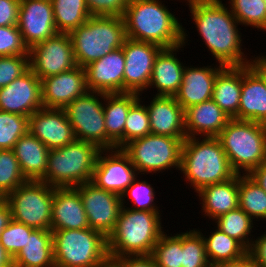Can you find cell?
<instances>
[{"instance_id": "cell-18", "label": "cell", "mask_w": 266, "mask_h": 267, "mask_svg": "<svg viewBox=\"0 0 266 267\" xmlns=\"http://www.w3.org/2000/svg\"><path fill=\"white\" fill-rule=\"evenodd\" d=\"M88 91L85 69L79 65L41 79L42 103L45 108L64 109Z\"/></svg>"}, {"instance_id": "cell-40", "label": "cell", "mask_w": 266, "mask_h": 267, "mask_svg": "<svg viewBox=\"0 0 266 267\" xmlns=\"http://www.w3.org/2000/svg\"><path fill=\"white\" fill-rule=\"evenodd\" d=\"M25 181L13 150H0V193L6 197Z\"/></svg>"}, {"instance_id": "cell-28", "label": "cell", "mask_w": 266, "mask_h": 267, "mask_svg": "<svg viewBox=\"0 0 266 267\" xmlns=\"http://www.w3.org/2000/svg\"><path fill=\"white\" fill-rule=\"evenodd\" d=\"M197 193L202 201L203 215L214 221L239 207L238 174L227 181L203 187Z\"/></svg>"}, {"instance_id": "cell-46", "label": "cell", "mask_w": 266, "mask_h": 267, "mask_svg": "<svg viewBox=\"0 0 266 267\" xmlns=\"http://www.w3.org/2000/svg\"><path fill=\"white\" fill-rule=\"evenodd\" d=\"M91 16L123 17L129 0H85Z\"/></svg>"}, {"instance_id": "cell-26", "label": "cell", "mask_w": 266, "mask_h": 267, "mask_svg": "<svg viewBox=\"0 0 266 267\" xmlns=\"http://www.w3.org/2000/svg\"><path fill=\"white\" fill-rule=\"evenodd\" d=\"M187 138L217 137L232 119L212 99L184 110Z\"/></svg>"}, {"instance_id": "cell-3", "label": "cell", "mask_w": 266, "mask_h": 267, "mask_svg": "<svg viewBox=\"0 0 266 267\" xmlns=\"http://www.w3.org/2000/svg\"><path fill=\"white\" fill-rule=\"evenodd\" d=\"M180 172L196 193L203 187L227 181L237 174L217 137L186 138L182 146Z\"/></svg>"}, {"instance_id": "cell-37", "label": "cell", "mask_w": 266, "mask_h": 267, "mask_svg": "<svg viewBox=\"0 0 266 267\" xmlns=\"http://www.w3.org/2000/svg\"><path fill=\"white\" fill-rule=\"evenodd\" d=\"M170 235L164 232L153 247L157 267H182V232Z\"/></svg>"}, {"instance_id": "cell-41", "label": "cell", "mask_w": 266, "mask_h": 267, "mask_svg": "<svg viewBox=\"0 0 266 267\" xmlns=\"http://www.w3.org/2000/svg\"><path fill=\"white\" fill-rule=\"evenodd\" d=\"M154 190L152 185L146 180L140 181V179L136 177L132 184L121 195L122 206L133 210L160 211L158 209L160 207L154 202L156 193ZM125 198H127V201L128 199L131 200V203L135 207H127L125 205Z\"/></svg>"}, {"instance_id": "cell-51", "label": "cell", "mask_w": 266, "mask_h": 267, "mask_svg": "<svg viewBox=\"0 0 266 267\" xmlns=\"http://www.w3.org/2000/svg\"><path fill=\"white\" fill-rule=\"evenodd\" d=\"M266 192V161L248 174Z\"/></svg>"}, {"instance_id": "cell-44", "label": "cell", "mask_w": 266, "mask_h": 267, "mask_svg": "<svg viewBox=\"0 0 266 267\" xmlns=\"http://www.w3.org/2000/svg\"><path fill=\"white\" fill-rule=\"evenodd\" d=\"M29 55L17 25L0 26V56Z\"/></svg>"}, {"instance_id": "cell-13", "label": "cell", "mask_w": 266, "mask_h": 267, "mask_svg": "<svg viewBox=\"0 0 266 267\" xmlns=\"http://www.w3.org/2000/svg\"><path fill=\"white\" fill-rule=\"evenodd\" d=\"M81 197L91 229L106 238L112 233L122 208L121 196L87 182L75 187Z\"/></svg>"}, {"instance_id": "cell-4", "label": "cell", "mask_w": 266, "mask_h": 267, "mask_svg": "<svg viewBox=\"0 0 266 267\" xmlns=\"http://www.w3.org/2000/svg\"><path fill=\"white\" fill-rule=\"evenodd\" d=\"M161 214L122 206L115 228L107 237L109 258L151 254L165 232Z\"/></svg>"}, {"instance_id": "cell-10", "label": "cell", "mask_w": 266, "mask_h": 267, "mask_svg": "<svg viewBox=\"0 0 266 267\" xmlns=\"http://www.w3.org/2000/svg\"><path fill=\"white\" fill-rule=\"evenodd\" d=\"M54 188L43 181L27 180L5 200L12 220L34 229L51 230Z\"/></svg>"}, {"instance_id": "cell-7", "label": "cell", "mask_w": 266, "mask_h": 267, "mask_svg": "<svg viewBox=\"0 0 266 267\" xmlns=\"http://www.w3.org/2000/svg\"><path fill=\"white\" fill-rule=\"evenodd\" d=\"M237 174H249L266 161V125L231 119L217 136Z\"/></svg>"}, {"instance_id": "cell-22", "label": "cell", "mask_w": 266, "mask_h": 267, "mask_svg": "<svg viewBox=\"0 0 266 267\" xmlns=\"http://www.w3.org/2000/svg\"><path fill=\"white\" fill-rule=\"evenodd\" d=\"M153 96L150 105L146 104L151 134L171 136L174 138H187L184 109L175 97L163 95Z\"/></svg>"}, {"instance_id": "cell-24", "label": "cell", "mask_w": 266, "mask_h": 267, "mask_svg": "<svg viewBox=\"0 0 266 267\" xmlns=\"http://www.w3.org/2000/svg\"><path fill=\"white\" fill-rule=\"evenodd\" d=\"M233 119L266 125V84L250 65L242 66L239 109Z\"/></svg>"}, {"instance_id": "cell-43", "label": "cell", "mask_w": 266, "mask_h": 267, "mask_svg": "<svg viewBox=\"0 0 266 267\" xmlns=\"http://www.w3.org/2000/svg\"><path fill=\"white\" fill-rule=\"evenodd\" d=\"M34 228L11 220L0 234V243L4 249L14 258L27 242V238Z\"/></svg>"}, {"instance_id": "cell-9", "label": "cell", "mask_w": 266, "mask_h": 267, "mask_svg": "<svg viewBox=\"0 0 266 267\" xmlns=\"http://www.w3.org/2000/svg\"><path fill=\"white\" fill-rule=\"evenodd\" d=\"M185 139L148 134L132 140L122 150L130 157L138 174L160 173L170 168L180 170L182 146Z\"/></svg>"}, {"instance_id": "cell-54", "label": "cell", "mask_w": 266, "mask_h": 267, "mask_svg": "<svg viewBox=\"0 0 266 267\" xmlns=\"http://www.w3.org/2000/svg\"><path fill=\"white\" fill-rule=\"evenodd\" d=\"M0 267H14L12 256L4 249L0 243Z\"/></svg>"}, {"instance_id": "cell-30", "label": "cell", "mask_w": 266, "mask_h": 267, "mask_svg": "<svg viewBox=\"0 0 266 267\" xmlns=\"http://www.w3.org/2000/svg\"><path fill=\"white\" fill-rule=\"evenodd\" d=\"M13 262L14 267H55L52 231L34 229Z\"/></svg>"}, {"instance_id": "cell-32", "label": "cell", "mask_w": 266, "mask_h": 267, "mask_svg": "<svg viewBox=\"0 0 266 267\" xmlns=\"http://www.w3.org/2000/svg\"><path fill=\"white\" fill-rule=\"evenodd\" d=\"M208 236L197 229L205 242L206 256L212 267L241 259L247 250L234 238L228 236L215 226Z\"/></svg>"}, {"instance_id": "cell-2", "label": "cell", "mask_w": 266, "mask_h": 267, "mask_svg": "<svg viewBox=\"0 0 266 267\" xmlns=\"http://www.w3.org/2000/svg\"><path fill=\"white\" fill-rule=\"evenodd\" d=\"M161 0H129L123 19L127 38L162 48L183 44V26Z\"/></svg>"}, {"instance_id": "cell-39", "label": "cell", "mask_w": 266, "mask_h": 267, "mask_svg": "<svg viewBox=\"0 0 266 267\" xmlns=\"http://www.w3.org/2000/svg\"><path fill=\"white\" fill-rule=\"evenodd\" d=\"M28 128L29 117L0 111V150L13 149Z\"/></svg>"}, {"instance_id": "cell-1", "label": "cell", "mask_w": 266, "mask_h": 267, "mask_svg": "<svg viewBox=\"0 0 266 267\" xmlns=\"http://www.w3.org/2000/svg\"><path fill=\"white\" fill-rule=\"evenodd\" d=\"M186 4L199 35L216 63L223 66L250 64L251 58H247L242 48L243 39L237 27L240 23L222 0H194Z\"/></svg>"}, {"instance_id": "cell-52", "label": "cell", "mask_w": 266, "mask_h": 267, "mask_svg": "<svg viewBox=\"0 0 266 267\" xmlns=\"http://www.w3.org/2000/svg\"><path fill=\"white\" fill-rule=\"evenodd\" d=\"M12 220L11 208L9 203L4 199L0 203V234Z\"/></svg>"}, {"instance_id": "cell-23", "label": "cell", "mask_w": 266, "mask_h": 267, "mask_svg": "<svg viewBox=\"0 0 266 267\" xmlns=\"http://www.w3.org/2000/svg\"><path fill=\"white\" fill-rule=\"evenodd\" d=\"M224 67L221 64L218 67H185L179 91L174 96L184 110L212 99L214 81Z\"/></svg>"}, {"instance_id": "cell-17", "label": "cell", "mask_w": 266, "mask_h": 267, "mask_svg": "<svg viewBox=\"0 0 266 267\" xmlns=\"http://www.w3.org/2000/svg\"><path fill=\"white\" fill-rule=\"evenodd\" d=\"M42 107L41 80L30 68L0 88V111L30 117Z\"/></svg>"}, {"instance_id": "cell-48", "label": "cell", "mask_w": 266, "mask_h": 267, "mask_svg": "<svg viewBox=\"0 0 266 267\" xmlns=\"http://www.w3.org/2000/svg\"><path fill=\"white\" fill-rule=\"evenodd\" d=\"M21 0H0V26L17 25Z\"/></svg>"}, {"instance_id": "cell-35", "label": "cell", "mask_w": 266, "mask_h": 267, "mask_svg": "<svg viewBox=\"0 0 266 267\" xmlns=\"http://www.w3.org/2000/svg\"><path fill=\"white\" fill-rule=\"evenodd\" d=\"M214 221L217 224V228L222 232L237 240L247 251L250 249L253 242L251 231L254 227L253 221L255 220L243 209L238 207L221 215Z\"/></svg>"}, {"instance_id": "cell-31", "label": "cell", "mask_w": 266, "mask_h": 267, "mask_svg": "<svg viewBox=\"0 0 266 267\" xmlns=\"http://www.w3.org/2000/svg\"><path fill=\"white\" fill-rule=\"evenodd\" d=\"M242 88V66H225L216 76L212 100L232 119L237 115Z\"/></svg>"}, {"instance_id": "cell-29", "label": "cell", "mask_w": 266, "mask_h": 267, "mask_svg": "<svg viewBox=\"0 0 266 267\" xmlns=\"http://www.w3.org/2000/svg\"><path fill=\"white\" fill-rule=\"evenodd\" d=\"M26 180L41 181L47 170L49 149L29 132L20 137L13 147Z\"/></svg>"}, {"instance_id": "cell-45", "label": "cell", "mask_w": 266, "mask_h": 267, "mask_svg": "<svg viewBox=\"0 0 266 267\" xmlns=\"http://www.w3.org/2000/svg\"><path fill=\"white\" fill-rule=\"evenodd\" d=\"M29 68V55L0 56V88L10 84Z\"/></svg>"}, {"instance_id": "cell-14", "label": "cell", "mask_w": 266, "mask_h": 267, "mask_svg": "<svg viewBox=\"0 0 266 267\" xmlns=\"http://www.w3.org/2000/svg\"><path fill=\"white\" fill-rule=\"evenodd\" d=\"M138 175L130 157L122 149H105L98 154L91 182L121 196Z\"/></svg>"}, {"instance_id": "cell-5", "label": "cell", "mask_w": 266, "mask_h": 267, "mask_svg": "<svg viewBox=\"0 0 266 267\" xmlns=\"http://www.w3.org/2000/svg\"><path fill=\"white\" fill-rule=\"evenodd\" d=\"M69 36L76 64L82 68L122 47L127 38L123 17L115 16H91Z\"/></svg>"}, {"instance_id": "cell-11", "label": "cell", "mask_w": 266, "mask_h": 267, "mask_svg": "<svg viewBox=\"0 0 266 267\" xmlns=\"http://www.w3.org/2000/svg\"><path fill=\"white\" fill-rule=\"evenodd\" d=\"M64 110L76 140L93 143L101 150L106 149L103 92L88 91L69 103Z\"/></svg>"}, {"instance_id": "cell-47", "label": "cell", "mask_w": 266, "mask_h": 267, "mask_svg": "<svg viewBox=\"0 0 266 267\" xmlns=\"http://www.w3.org/2000/svg\"><path fill=\"white\" fill-rule=\"evenodd\" d=\"M109 259L115 267H157V264L151 254L126 255Z\"/></svg>"}, {"instance_id": "cell-25", "label": "cell", "mask_w": 266, "mask_h": 267, "mask_svg": "<svg viewBox=\"0 0 266 267\" xmlns=\"http://www.w3.org/2000/svg\"><path fill=\"white\" fill-rule=\"evenodd\" d=\"M90 228L78 190L54 188L51 231Z\"/></svg>"}, {"instance_id": "cell-38", "label": "cell", "mask_w": 266, "mask_h": 267, "mask_svg": "<svg viewBox=\"0 0 266 267\" xmlns=\"http://www.w3.org/2000/svg\"><path fill=\"white\" fill-rule=\"evenodd\" d=\"M182 267H212L202 234L196 228L182 232Z\"/></svg>"}, {"instance_id": "cell-8", "label": "cell", "mask_w": 266, "mask_h": 267, "mask_svg": "<svg viewBox=\"0 0 266 267\" xmlns=\"http://www.w3.org/2000/svg\"><path fill=\"white\" fill-rule=\"evenodd\" d=\"M55 267H103L110 262L107 238L91 228L54 230Z\"/></svg>"}, {"instance_id": "cell-53", "label": "cell", "mask_w": 266, "mask_h": 267, "mask_svg": "<svg viewBox=\"0 0 266 267\" xmlns=\"http://www.w3.org/2000/svg\"><path fill=\"white\" fill-rule=\"evenodd\" d=\"M251 57L253 59H251L249 65L260 75L266 84V55L256 56L255 59L253 56Z\"/></svg>"}, {"instance_id": "cell-20", "label": "cell", "mask_w": 266, "mask_h": 267, "mask_svg": "<svg viewBox=\"0 0 266 267\" xmlns=\"http://www.w3.org/2000/svg\"><path fill=\"white\" fill-rule=\"evenodd\" d=\"M89 91L124 93L125 56L122 47L84 67Z\"/></svg>"}, {"instance_id": "cell-42", "label": "cell", "mask_w": 266, "mask_h": 267, "mask_svg": "<svg viewBox=\"0 0 266 267\" xmlns=\"http://www.w3.org/2000/svg\"><path fill=\"white\" fill-rule=\"evenodd\" d=\"M139 97L131 106L125 123V145L151 134L149 114ZM142 103V104H141Z\"/></svg>"}, {"instance_id": "cell-15", "label": "cell", "mask_w": 266, "mask_h": 267, "mask_svg": "<svg viewBox=\"0 0 266 267\" xmlns=\"http://www.w3.org/2000/svg\"><path fill=\"white\" fill-rule=\"evenodd\" d=\"M122 49L125 56L124 93L142 95L144 90H149L155 58L163 48L151 42L126 38Z\"/></svg>"}, {"instance_id": "cell-50", "label": "cell", "mask_w": 266, "mask_h": 267, "mask_svg": "<svg viewBox=\"0 0 266 267\" xmlns=\"http://www.w3.org/2000/svg\"><path fill=\"white\" fill-rule=\"evenodd\" d=\"M215 267H261L248 253L241 259L223 263Z\"/></svg>"}, {"instance_id": "cell-56", "label": "cell", "mask_w": 266, "mask_h": 267, "mask_svg": "<svg viewBox=\"0 0 266 267\" xmlns=\"http://www.w3.org/2000/svg\"><path fill=\"white\" fill-rule=\"evenodd\" d=\"M5 199V197L0 193V203Z\"/></svg>"}, {"instance_id": "cell-21", "label": "cell", "mask_w": 266, "mask_h": 267, "mask_svg": "<svg viewBox=\"0 0 266 267\" xmlns=\"http://www.w3.org/2000/svg\"><path fill=\"white\" fill-rule=\"evenodd\" d=\"M188 35L183 28V44L173 48H163L156 56L148 88L156 87L155 95L175 96L179 91L185 66L177 57L178 50L184 48Z\"/></svg>"}, {"instance_id": "cell-6", "label": "cell", "mask_w": 266, "mask_h": 267, "mask_svg": "<svg viewBox=\"0 0 266 267\" xmlns=\"http://www.w3.org/2000/svg\"><path fill=\"white\" fill-rule=\"evenodd\" d=\"M101 149L90 142L74 140L48 153L47 170L41 180L55 188L76 187L91 182Z\"/></svg>"}, {"instance_id": "cell-55", "label": "cell", "mask_w": 266, "mask_h": 267, "mask_svg": "<svg viewBox=\"0 0 266 267\" xmlns=\"http://www.w3.org/2000/svg\"><path fill=\"white\" fill-rule=\"evenodd\" d=\"M103 267H115L111 262H109L108 264H106L105 266Z\"/></svg>"}, {"instance_id": "cell-34", "label": "cell", "mask_w": 266, "mask_h": 267, "mask_svg": "<svg viewBox=\"0 0 266 267\" xmlns=\"http://www.w3.org/2000/svg\"><path fill=\"white\" fill-rule=\"evenodd\" d=\"M238 191L239 207L252 219L266 221V192L258 183L248 174H238Z\"/></svg>"}, {"instance_id": "cell-33", "label": "cell", "mask_w": 266, "mask_h": 267, "mask_svg": "<svg viewBox=\"0 0 266 267\" xmlns=\"http://www.w3.org/2000/svg\"><path fill=\"white\" fill-rule=\"evenodd\" d=\"M58 33H70L90 17L85 0H51Z\"/></svg>"}, {"instance_id": "cell-16", "label": "cell", "mask_w": 266, "mask_h": 267, "mask_svg": "<svg viewBox=\"0 0 266 267\" xmlns=\"http://www.w3.org/2000/svg\"><path fill=\"white\" fill-rule=\"evenodd\" d=\"M17 26L28 49L56 35L51 0H21Z\"/></svg>"}, {"instance_id": "cell-19", "label": "cell", "mask_w": 266, "mask_h": 267, "mask_svg": "<svg viewBox=\"0 0 266 267\" xmlns=\"http://www.w3.org/2000/svg\"><path fill=\"white\" fill-rule=\"evenodd\" d=\"M28 132L49 150L64 147L75 140L72 125L64 109L45 108L29 117Z\"/></svg>"}, {"instance_id": "cell-12", "label": "cell", "mask_w": 266, "mask_h": 267, "mask_svg": "<svg viewBox=\"0 0 266 267\" xmlns=\"http://www.w3.org/2000/svg\"><path fill=\"white\" fill-rule=\"evenodd\" d=\"M76 66L69 33H57L29 49V67L40 80Z\"/></svg>"}, {"instance_id": "cell-49", "label": "cell", "mask_w": 266, "mask_h": 267, "mask_svg": "<svg viewBox=\"0 0 266 267\" xmlns=\"http://www.w3.org/2000/svg\"><path fill=\"white\" fill-rule=\"evenodd\" d=\"M255 239H253L252 245L247 253L261 267H266V231Z\"/></svg>"}, {"instance_id": "cell-36", "label": "cell", "mask_w": 266, "mask_h": 267, "mask_svg": "<svg viewBox=\"0 0 266 267\" xmlns=\"http://www.w3.org/2000/svg\"><path fill=\"white\" fill-rule=\"evenodd\" d=\"M228 4L240 25L266 31V4L263 0H229Z\"/></svg>"}, {"instance_id": "cell-27", "label": "cell", "mask_w": 266, "mask_h": 267, "mask_svg": "<svg viewBox=\"0 0 266 267\" xmlns=\"http://www.w3.org/2000/svg\"><path fill=\"white\" fill-rule=\"evenodd\" d=\"M137 93H104L106 149L125 146V123L130 106L140 97Z\"/></svg>"}]
</instances>
